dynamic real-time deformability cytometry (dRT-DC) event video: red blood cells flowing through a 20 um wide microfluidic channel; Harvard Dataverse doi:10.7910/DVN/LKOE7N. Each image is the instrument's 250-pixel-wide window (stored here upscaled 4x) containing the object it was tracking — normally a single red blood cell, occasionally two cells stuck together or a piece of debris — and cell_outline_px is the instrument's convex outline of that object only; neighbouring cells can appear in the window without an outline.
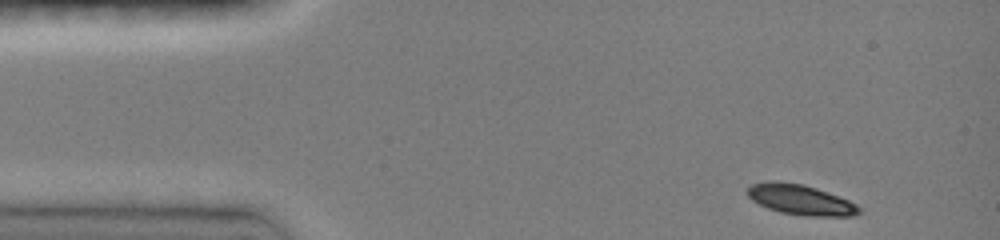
{"species": "common noctule bat (a hibernating species)", "species_latin": "Nyctalus noctula", "temperature_condition": "room temperature", "stored_images_in_passage": 40, "camera_frame_rate_fps": 3000, "um_per_image_px": 0.085, "animal": {"sex": "female", "body_mass_g": 19.0, "forearm_length_mm": 51.5}, "frame": {"image": 1, "passage_image": 1, "time_ms": 0.0, "image_size_px": [1000, 240], "cell_outline_px": [[860, 212], [852, 216], [804, 216], [780, 212], [768, 208], [752, 200], [748, 196], [748, 188], [752, 184], [768, 180], [780, 180], [804, 184], [816, 188], [848, 200], [856, 204], [860, 208]], "centroid_in_image_um": [68.02, 16.96], "position_along_channel_um": 17.0, "area_um2": 19.71}}
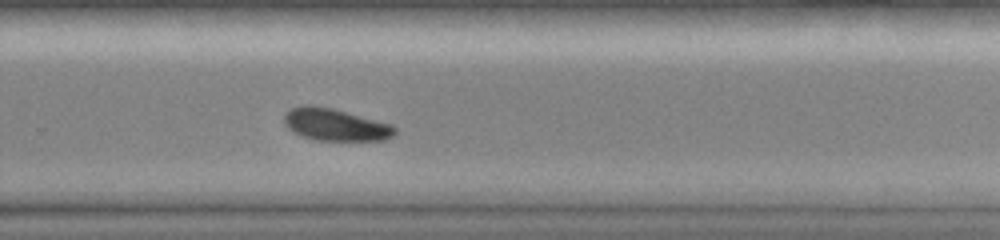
{"frame": {"image": 2, "passage_image": 28, "time_ms": 9.0, "image_size_px": [1000, 240], "cell_outline_px": [[396, 132], [392, 136], [384, 140], [316, 140], [292, 132], [284, 124], [284, 112], [300, 104], [312, 104], [332, 108], [392, 124], [396, 128]], "centroid_in_image_um": [28.46, 10.58], "position_along_channel_um": 301.3, "area_um2": 20.87}}
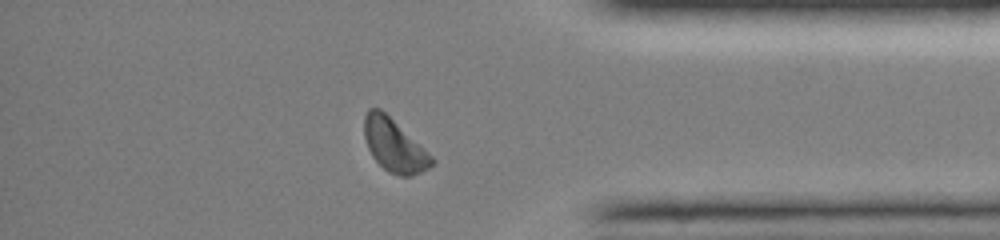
{"frame": {"image": 3, "passage_image": 36, "time_ms": 11.667, "image_size_px": [1000, 240], "cell_outline_px": [[436, 160], [428, 168], [412, 176], [400, 176], [388, 172], [372, 156], [368, 148], [364, 136], [364, 116], [368, 108], [380, 108], [432, 156]], "centroid_in_image_um": [33.48, 12.36], "position_along_channel_um": 401.7, "area_um2": 20.4}, "authors_computed_cell_mechanics": {"area_um2": 20.5768, "velocity_mm_per_s": 4.0709, "shape_relaxation_time_tau1_ms": 1.9304, "shape_relaxation_time_tau2_ms": null, "deformation_change_tau1": 0.0857, "deformation_change_tau2": null}}